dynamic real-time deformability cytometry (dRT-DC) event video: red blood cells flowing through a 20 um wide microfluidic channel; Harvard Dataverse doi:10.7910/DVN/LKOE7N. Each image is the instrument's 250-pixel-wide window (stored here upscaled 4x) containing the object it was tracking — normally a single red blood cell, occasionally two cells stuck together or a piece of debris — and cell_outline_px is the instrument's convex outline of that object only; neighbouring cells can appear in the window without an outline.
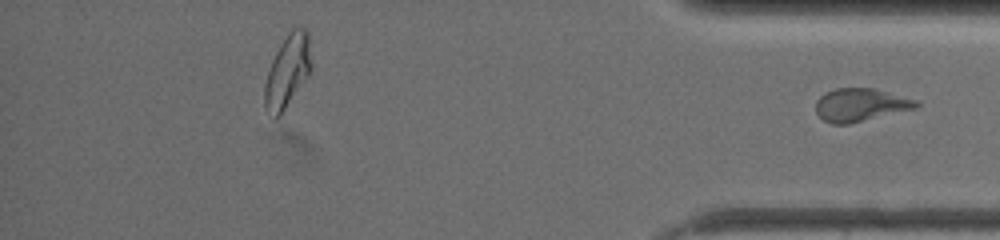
{"species": "common noctule bat (a hibernating species)", "species_latin": "Nyctalus noctula", "temperature_condition": "warm", "stored_images_in_passage": 31, "segment_of_instrument_passage": [2, 2], "camera_frame_rate_fps": 3000, "um_per_image_px": 0.085, "animal": {"sex": "female", "body_mass_g": 19.5, "forearm_length_mm": 54.1}, "frame": {"image": 1, "passage_image": 31, "time_ms": 16.0, "image_size_px": [1000, 240], "cell_outline_px": [[920, 104], [916, 108], [848, 124], [832, 124], [824, 120], [816, 112], [816, 100], [820, 96], [836, 88], [876, 88], [916, 100]], "centroid_in_image_um": [73.14, 8.91], "position_along_channel_um": 362.1, "area_um2": 19.13}}